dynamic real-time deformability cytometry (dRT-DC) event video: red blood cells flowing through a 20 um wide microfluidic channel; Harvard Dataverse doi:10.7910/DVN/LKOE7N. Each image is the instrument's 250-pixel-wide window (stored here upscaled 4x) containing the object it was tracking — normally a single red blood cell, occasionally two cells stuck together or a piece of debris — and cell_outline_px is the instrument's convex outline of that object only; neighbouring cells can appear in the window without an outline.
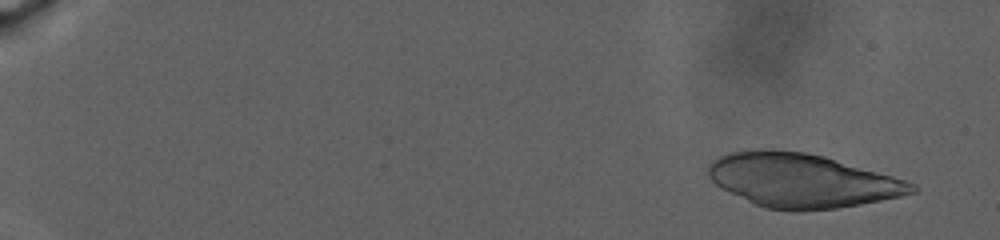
{"species": "human", "species_latin": "Homo sapiens", "temperature_condition": "warm", "stored_images_in_passage": 56, "camera_frame_rate_fps": 3000, "um_per_image_px": 0.085, "donor": {"sex": "male"}, "frame": {"image": 1, "passage_image": 5, "time_ms": 2.0, "image_size_px": [1000, 240], "cell_outline_px": [[920, 188], [916, 192], [900, 196], [860, 204], [836, 208], [800, 212], [792, 212], [764, 208], [720, 188], [708, 176], [708, 164], [712, 160], [728, 152], [748, 148], [772, 148], [804, 152], [824, 156], [892, 176], [916, 184]], "centroid_in_image_um": [68.11, 15.33], "position_along_channel_um": 16.9, "area_um2": 64.39}}